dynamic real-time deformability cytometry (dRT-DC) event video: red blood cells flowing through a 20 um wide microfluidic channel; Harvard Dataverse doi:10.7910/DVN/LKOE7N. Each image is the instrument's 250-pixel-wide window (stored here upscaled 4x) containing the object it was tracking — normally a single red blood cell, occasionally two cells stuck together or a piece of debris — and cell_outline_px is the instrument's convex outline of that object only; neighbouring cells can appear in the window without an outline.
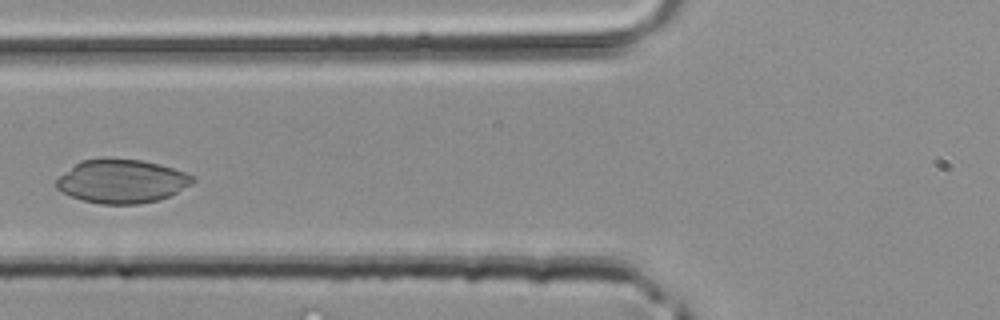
{"species": "common noctule bat (a hibernating species)", "species_latin": "Nyctalus noctula", "temperature_condition": "room temperature", "stored_images_in_passage": 37, "camera_frame_rate_fps": 3000, "um_per_image_px": 0.085, "animal": {"sex": "male", "body_mass_g": 20.4}, "frame": {"image": 1, "passage_image": 11, "time_ms": 3.333, "image_size_px": [1000, 320], "cell_outline_px": [[196, 180], [192, 184], [160, 200], [140, 204], [100, 204], [84, 200], [72, 196], [56, 188], [56, 180], [60, 176], [80, 160], [140, 160], [160, 164], [184, 172], [192, 176]], "centroid_in_image_um": [10.37, 15.43], "position_along_channel_um": 115.4, "area_um2": 33.99}}
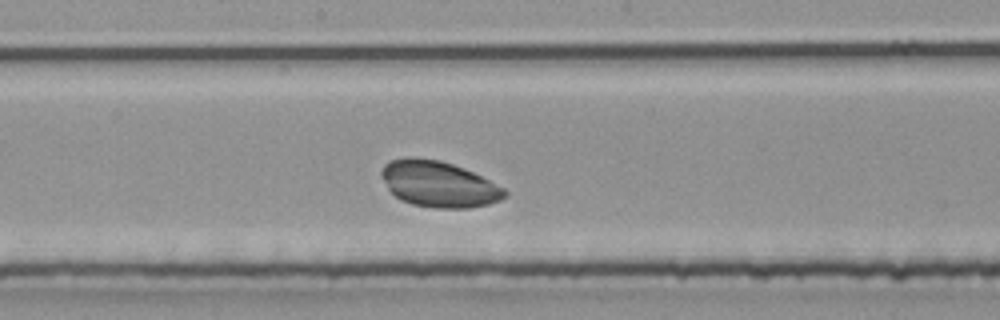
{"frame": {"image": 2, "passage_image": 17, "time_ms": 5.333, "image_size_px": [1000, 320], "cell_outline_px": [[508, 196], [500, 200], [488, 204], [468, 208], [432, 208], [412, 204], [400, 200], [388, 188], [380, 176], [380, 172], [384, 164], [392, 160], [408, 156], [440, 160], [464, 168], [504, 188], [508, 192]], "centroid_in_image_um": [37.27, 15.65], "position_along_channel_um": 210.9, "area_um2": 33.06}}
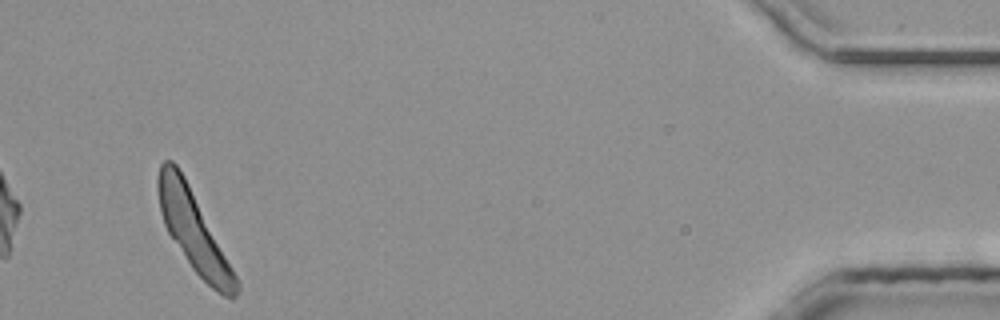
{"frame": {"image": 3, "passage_image": 35, "time_ms": 11.333, "image_size_px": [1000, 320], "cell_outline_px": [[240, 288], [236, 296], [232, 300], [224, 296], [212, 288], [192, 268], [168, 232], [164, 224], [160, 212], [156, 188], [156, 180], [160, 164], [164, 160], [172, 160], [176, 164], [184, 176], [232, 268], [240, 284]], "centroid_in_image_um": [16.42, 19.62], "position_along_channel_um": 418.8, "area_um2": 35.43}}